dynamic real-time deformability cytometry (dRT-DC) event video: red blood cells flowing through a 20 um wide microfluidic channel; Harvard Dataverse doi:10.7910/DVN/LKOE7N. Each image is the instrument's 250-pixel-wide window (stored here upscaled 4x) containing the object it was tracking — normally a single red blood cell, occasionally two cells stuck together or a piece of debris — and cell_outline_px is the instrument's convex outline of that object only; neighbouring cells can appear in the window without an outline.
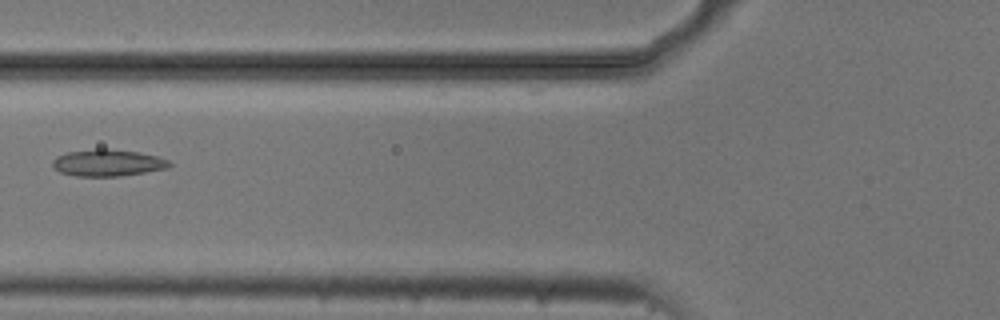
{"species": "common noctule bat (a hibernating species)", "species_latin": "Nyctalus noctula", "temperature_condition": "cold", "stored_images_in_passage": 7, "camera_frame_rate_fps": 3000, "um_per_image_px": 0.085, "animal": {"sex": "male", "body_mass_g": 20.5, "forearm_length_mm": 52.5}, "frame": {"image": 1, "passage_image": 5, "time_ms": 1.333, "image_size_px": [1000, 320], "cell_outline_px": [[172, 164], [168, 168], [120, 176], [76, 176], [60, 172], [52, 168], [52, 160], [56, 156], [68, 152], [96, 148], [104, 148], [136, 152], [156, 156], [168, 160]], "centroid_in_image_um": [9.11, 13.84], "position_along_channel_um": 116.7, "area_um2": 18.21}}
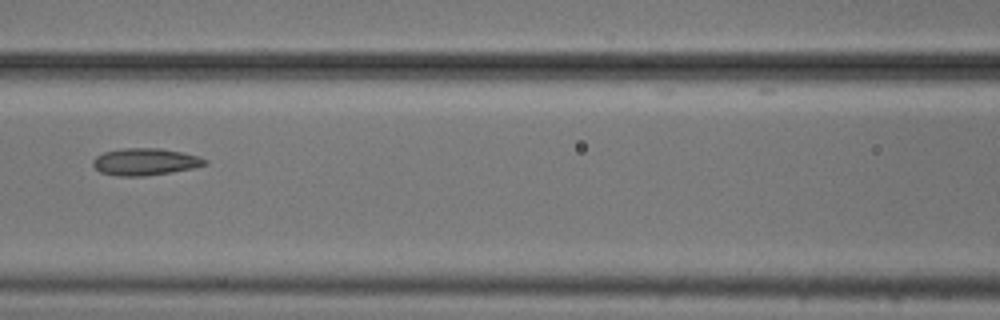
{"frame": {"image": 2, "passage_image": 6, "time_ms": 1.667, "image_size_px": [1000, 320], "cell_outline_px": [[208, 164], [192, 168], [172, 172], [144, 176], [116, 176], [100, 172], [92, 164], [92, 160], [96, 156], [104, 152], [120, 148], [160, 148], [200, 156], [208, 160]], "centroid_in_image_um": [12.33, 13.75], "position_along_channel_um": 154.3, "area_um2": 17.74}}